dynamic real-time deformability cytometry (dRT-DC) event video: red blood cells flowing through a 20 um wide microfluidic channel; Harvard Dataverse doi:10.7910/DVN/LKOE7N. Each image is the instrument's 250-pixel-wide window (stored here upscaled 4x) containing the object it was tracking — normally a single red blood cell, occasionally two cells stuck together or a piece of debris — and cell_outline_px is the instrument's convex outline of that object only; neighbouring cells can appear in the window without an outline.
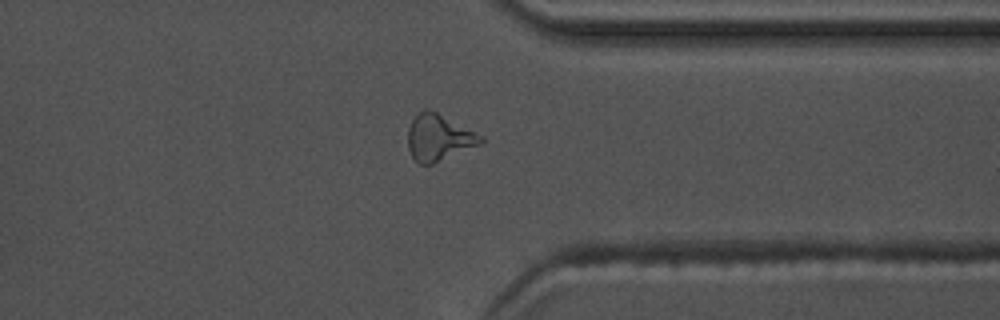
{"species": "common noctule bat (a hibernating species)", "species_latin": "Nyctalus noctula", "temperature_condition": "warm", "stored_images_in_passage": 43, "camera_frame_rate_fps": 3000, "um_per_image_px": 0.085, "animal": {"sex": "male", "body_mass_g": 17.5, "forearm_length_mm": 52.3}, "frame": {"image": 1, "passage_image": 31, "time_ms": 10.0, "image_size_px": [1000, 320], "cell_outline_px": [[484, 140], [480, 144], [432, 164], [420, 164], [412, 156], [408, 148], [408, 128], [412, 120], [424, 108], [428, 108], [484, 136]], "centroid_in_image_um": [37.29, 11.69], "position_along_channel_um": 374.1, "area_um2": 19.42}, "authors_computed_cell_mechanics": {"area_um2": 17.34, "velocity_mm_per_s": 3.7431, "shape_relaxation_time_tau1_ms": 9.3946, "shape_relaxation_time_tau2_ms": 4.701, "deformation_change_tau1": 0.2464, "deformation_change_tau2": 0.1697}}